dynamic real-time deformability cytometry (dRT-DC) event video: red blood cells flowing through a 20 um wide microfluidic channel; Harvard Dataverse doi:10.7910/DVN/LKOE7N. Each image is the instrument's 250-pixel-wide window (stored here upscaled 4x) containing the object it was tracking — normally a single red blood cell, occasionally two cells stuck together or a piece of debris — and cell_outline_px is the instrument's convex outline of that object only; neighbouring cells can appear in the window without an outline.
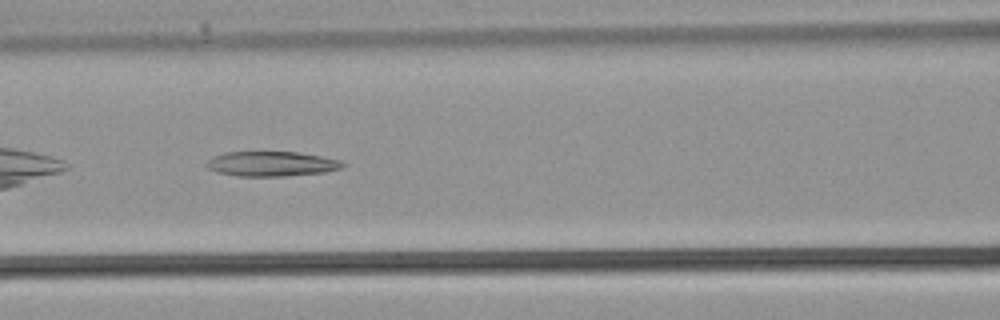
{"species": "common noctule bat (a hibernating species)", "species_latin": "Nyctalus noctula", "temperature_condition": "warm", "stored_images_in_passage": 20, "camera_frame_rate_fps": 3000, "um_per_image_px": 0.085, "animal": {"sex": "male", "body_mass_g": 21.5, "forearm_length_mm": 52.0}, "frame": {"image": 1, "passage_image": 6, "time_ms": 1.667, "image_size_px": [1000, 320], "cell_outline_px": [[348, 164], [344, 168], [324, 172], [284, 176], [236, 176], [216, 172], [208, 168], [208, 160], [212, 156], [224, 152], [296, 152], [320, 156], [340, 160]], "centroid_in_image_um": [23.1, 13.93], "position_along_channel_um": 143.5, "area_um2": 19.77}}
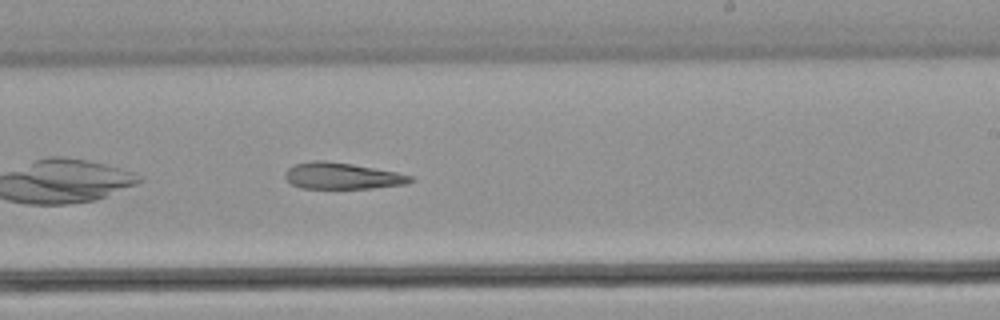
{"frame": {"image": 2, "passage_image": 12, "time_ms": 3.667, "image_size_px": [1000, 320], "cell_outline_px": [[416, 180], [408, 184], [372, 188], [304, 188], [292, 184], [284, 176], [284, 172], [292, 164], [312, 160], [324, 160], [352, 164], [396, 172], [412, 176]], "centroid_in_image_um": [29.08, 14.94], "position_along_channel_um": 259.9, "area_um2": 19.36}}
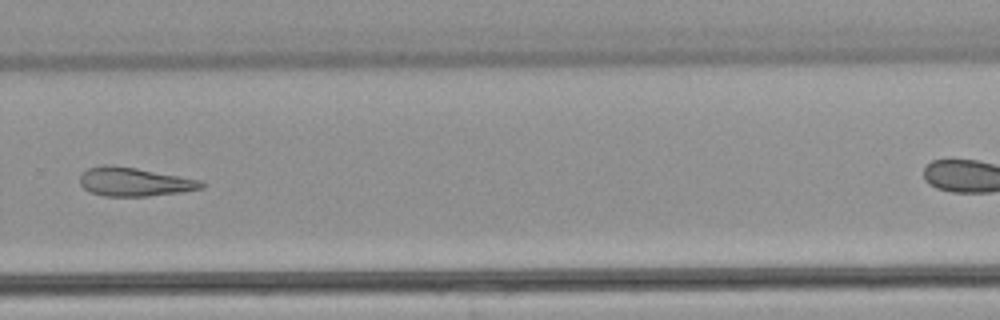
{"frame": {"image": 3, "passage_image": 15, "time_ms": 4.667, "image_size_px": [1000, 320], "cell_outline_px": [[204, 188], [180, 192], [148, 196], [104, 196], [92, 192], [84, 188], [80, 184], [80, 176], [88, 168], [104, 164], [108, 164], [136, 168], [200, 180], [204, 184]], "centroid_in_image_um": [11.4, 15.45], "position_along_channel_um": 318.4, "area_um2": 20.11}}